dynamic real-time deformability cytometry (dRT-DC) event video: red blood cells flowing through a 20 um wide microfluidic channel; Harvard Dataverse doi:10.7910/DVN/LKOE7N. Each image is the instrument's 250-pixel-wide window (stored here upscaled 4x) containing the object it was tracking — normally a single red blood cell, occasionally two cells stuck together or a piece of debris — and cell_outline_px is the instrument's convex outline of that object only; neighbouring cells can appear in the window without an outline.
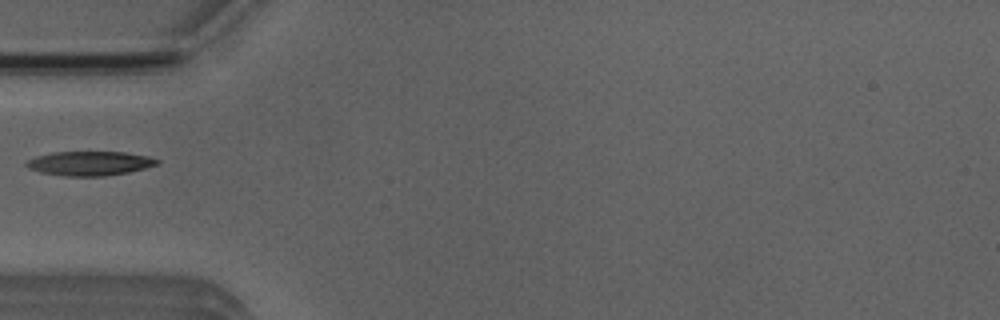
{"species": "Egyptian fruit bat (a non-hibernating species)", "species_latin": "Rousettus aegyptiacus", "temperature_condition": "room temperature", "stored_images_in_passage": 5, "camera_frame_rate_fps": 3000, "um_per_image_px": 0.085, "animal": {"sex": "male"}, "frame": {"image": 1, "passage_image": 4, "time_ms": 3.333, "image_size_px": [1000, 320], "cell_outline_px": [[160, 164], [128, 172], [104, 176], [64, 176], [40, 172], [28, 168], [24, 164], [28, 160], [36, 156], [52, 152], [124, 152], [148, 156], [160, 160]], "centroid_in_image_um": [7.62, 13.88], "position_along_channel_um": 77.4, "area_um2": 18.5}}